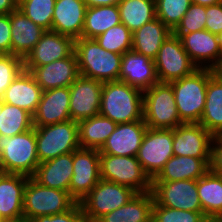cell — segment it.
I'll return each instance as SVG.
<instances>
[{
  "label": "cell",
  "instance_id": "52",
  "mask_svg": "<svg viewBox=\"0 0 222 222\" xmlns=\"http://www.w3.org/2000/svg\"><path fill=\"white\" fill-rule=\"evenodd\" d=\"M4 222H28V221L25 219H21V220H17V221H4Z\"/></svg>",
  "mask_w": 222,
  "mask_h": 222
},
{
  "label": "cell",
  "instance_id": "9",
  "mask_svg": "<svg viewBox=\"0 0 222 222\" xmlns=\"http://www.w3.org/2000/svg\"><path fill=\"white\" fill-rule=\"evenodd\" d=\"M136 194L131 187L101 179L79 202L85 222H97L105 214L125 205Z\"/></svg>",
  "mask_w": 222,
  "mask_h": 222
},
{
  "label": "cell",
  "instance_id": "36",
  "mask_svg": "<svg viewBox=\"0 0 222 222\" xmlns=\"http://www.w3.org/2000/svg\"><path fill=\"white\" fill-rule=\"evenodd\" d=\"M56 0H23L18 10L45 30H52V17Z\"/></svg>",
  "mask_w": 222,
  "mask_h": 222
},
{
  "label": "cell",
  "instance_id": "22",
  "mask_svg": "<svg viewBox=\"0 0 222 222\" xmlns=\"http://www.w3.org/2000/svg\"><path fill=\"white\" fill-rule=\"evenodd\" d=\"M28 176L0 172V217L3 221L24 219V190Z\"/></svg>",
  "mask_w": 222,
  "mask_h": 222
},
{
  "label": "cell",
  "instance_id": "46",
  "mask_svg": "<svg viewBox=\"0 0 222 222\" xmlns=\"http://www.w3.org/2000/svg\"><path fill=\"white\" fill-rule=\"evenodd\" d=\"M18 9L16 0H0V15L10 14Z\"/></svg>",
  "mask_w": 222,
  "mask_h": 222
},
{
  "label": "cell",
  "instance_id": "16",
  "mask_svg": "<svg viewBox=\"0 0 222 222\" xmlns=\"http://www.w3.org/2000/svg\"><path fill=\"white\" fill-rule=\"evenodd\" d=\"M74 43L75 40L69 36L46 30L23 60L24 69L30 72L34 67L69 57L74 52Z\"/></svg>",
  "mask_w": 222,
  "mask_h": 222
},
{
  "label": "cell",
  "instance_id": "13",
  "mask_svg": "<svg viewBox=\"0 0 222 222\" xmlns=\"http://www.w3.org/2000/svg\"><path fill=\"white\" fill-rule=\"evenodd\" d=\"M154 202L168 208L203 212L197 190V180L152 182Z\"/></svg>",
  "mask_w": 222,
  "mask_h": 222
},
{
  "label": "cell",
  "instance_id": "21",
  "mask_svg": "<svg viewBox=\"0 0 222 222\" xmlns=\"http://www.w3.org/2000/svg\"><path fill=\"white\" fill-rule=\"evenodd\" d=\"M69 87L53 88L42 93L33 115V126H48L71 120Z\"/></svg>",
  "mask_w": 222,
  "mask_h": 222
},
{
  "label": "cell",
  "instance_id": "25",
  "mask_svg": "<svg viewBox=\"0 0 222 222\" xmlns=\"http://www.w3.org/2000/svg\"><path fill=\"white\" fill-rule=\"evenodd\" d=\"M10 23L11 54L24 60L46 30L18 9L10 13Z\"/></svg>",
  "mask_w": 222,
  "mask_h": 222
},
{
  "label": "cell",
  "instance_id": "37",
  "mask_svg": "<svg viewBox=\"0 0 222 222\" xmlns=\"http://www.w3.org/2000/svg\"><path fill=\"white\" fill-rule=\"evenodd\" d=\"M95 40L105 50L116 54L123 55L132 50V32L122 23L111 27Z\"/></svg>",
  "mask_w": 222,
  "mask_h": 222
},
{
  "label": "cell",
  "instance_id": "49",
  "mask_svg": "<svg viewBox=\"0 0 222 222\" xmlns=\"http://www.w3.org/2000/svg\"><path fill=\"white\" fill-rule=\"evenodd\" d=\"M222 0H191V3L202 5V6H210L221 3Z\"/></svg>",
  "mask_w": 222,
  "mask_h": 222
},
{
  "label": "cell",
  "instance_id": "5",
  "mask_svg": "<svg viewBox=\"0 0 222 222\" xmlns=\"http://www.w3.org/2000/svg\"><path fill=\"white\" fill-rule=\"evenodd\" d=\"M143 121L148 128L174 129L183 124L170 83L158 82L143 92Z\"/></svg>",
  "mask_w": 222,
  "mask_h": 222
},
{
  "label": "cell",
  "instance_id": "33",
  "mask_svg": "<svg viewBox=\"0 0 222 222\" xmlns=\"http://www.w3.org/2000/svg\"><path fill=\"white\" fill-rule=\"evenodd\" d=\"M121 23L117 5L88 7L85 13V22L82 38L95 39L111 27Z\"/></svg>",
  "mask_w": 222,
  "mask_h": 222
},
{
  "label": "cell",
  "instance_id": "6",
  "mask_svg": "<svg viewBox=\"0 0 222 222\" xmlns=\"http://www.w3.org/2000/svg\"><path fill=\"white\" fill-rule=\"evenodd\" d=\"M76 203L69 192L42 186L29 177L24 190V219L31 221L39 216L64 213Z\"/></svg>",
  "mask_w": 222,
  "mask_h": 222
},
{
  "label": "cell",
  "instance_id": "42",
  "mask_svg": "<svg viewBox=\"0 0 222 222\" xmlns=\"http://www.w3.org/2000/svg\"><path fill=\"white\" fill-rule=\"evenodd\" d=\"M28 222H85V219L80 203H76L64 213L39 216Z\"/></svg>",
  "mask_w": 222,
  "mask_h": 222
},
{
  "label": "cell",
  "instance_id": "17",
  "mask_svg": "<svg viewBox=\"0 0 222 222\" xmlns=\"http://www.w3.org/2000/svg\"><path fill=\"white\" fill-rule=\"evenodd\" d=\"M174 35L181 39L184 50L198 68L211 69L220 58L218 37L208 30Z\"/></svg>",
  "mask_w": 222,
  "mask_h": 222
},
{
  "label": "cell",
  "instance_id": "4",
  "mask_svg": "<svg viewBox=\"0 0 222 222\" xmlns=\"http://www.w3.org/2000/svg\"><path fill=\"white\" fill-rule=\"evenodd\" d=\"M39 164L35 127L11 137L0 135V172L32 177Z\"/></svg>",
  "mask_w": 222,
  "mask_h": 222
},
{
  "label": "cell",
  "instance_id": "29",
  "mask_svg": "<svg viewBox=\"0 0 222 222\" xmlns=\"http://www.w3.org/2000/svg\"><path fill=\"white\" fill-rule=\"evenodd\" d=\"M153 205L152 192L137 193L125 205L105 214L97 222H151Z\"/></svg>",
  "mask_w": 222,
  "mask_h": 222
},
{
  "label": "cell",
  "instance_id": "1",
  "mask_svg": "<svg viewBox=\"0 0 222 222\" xmlns=\"http://www.w3.org/2000/svg\"><path fill=\"white\" fill-rule=\"evenodd\" d=\"M99 115L116 124L143 120V92L120 80L103 82Z\"/></svg>",
  "mask_w": 222,
  "mask_h": 222
},
{
  "label": "cell",
  "instance_id": "32",
  "mask_svg": "<svg viewBox=\"0 0 222 222\" xmlns=\"http://www.w3.org/2000/svg\"><path fill=\"white\" fill-rule=\"evenodd\" d=\"M197 190L204 215L222 217V175L209 170L197 180Z\"/></svg>",
  "mask_w": 222,
  "mask_h": 222
},
{
  "label": "cell",
  "instance_id": "2",
  "mask_svg": "<svg viewBox=\"0 0 222 222\" xmlns=\"http://www.w3.org/2000/svg\"><path fill=\"white\" fill-rule=\"evenodd\" d=\"M74 52L80 75L110 82L119 80L122 55L102 48L95 39H75Z\"/></svg>",
  "mask_w": 222,
  "mask_h": 222
},
{
  "label": "cell",
  "instance_id": "53",
  "mask_svg": "<svg viewBox=\"0 0 222 222\" xmlns=\"http://www.w3.org/2000/svg\"><path fill=\"white\" fill-rule=\"evenodd\" d=\"M2 112V99H0V114Z\"/></svg>",
  "mask_w": 222,
  "mask_h": 222
},
{
  "label": "cell",
  "instance_id": "48",
  "mask_svg": "<svg viewBox=\"0 0 222 222\" xmlns=\"http://www.w3.org/2000/svg\"><path fill=\"white\" fill-rule=\"evenodd\" d=\"M213 75L216 78L222 79V54L217 63L211 68Z\"/></svg>",
  "mask_w": 222,
  "mask_h": 222
},
{
  "label": "cell",
  "instance_id": "41",
  "mask_svg": "<svg viewBox=\"0 0 222 222\" xmlns=\"http://www.w3.org/2000/svg\"><path fill=\"white\" fill-rule=\"evenodd\" d=\"M23 69L22 58L12 54H0V99L7 87Z\"/></svg>",
  "mask_w": 222,
  "mask_h": 222
},
{
  "label": "cell",
  "instance_id": "30",
  "mask_svg": "<svg viewBox=\"0 0 222 222\" xmlns=\"http://www.w3.org/2000/svg\"><path fill=\"white\" fill-rule=\"evenodd\" d=\"M213 136H222V79L208 80L203 115L199 122Z\"/></svg>",
  "mask_w": 222,
  "mask_h": 222
},
{
  "label": "cell",
  "instance_id": "14",
  "mask_svg": "<svg viewBox=\"0 0 222 222\" xmlns=\"http://www.w3.org/2000/svg\"><path fill=\"white\" fill-rule=\"evenodd\" d=\"M103 82L80 75L69 87L70 118L80 121L99 115Z\"/></svg>",
  "mask_w": 222,
  "mask_h": 222
},
{
  "label": "cell",
  "instance_id": "50",
  "mask_svg": "<svg viewBox=\"0 0 222 222\" xmlns=\"http://www.w3.org/2000/svg\"><path fill=\"white\" fill-rule=\"evenodd\" d=\"M208 222H222V217H209Z\"/></svg>",
  "mask_w": 222,
  "mask_h": 222
},
{
  "label": "cell",
  "instance_id": "12",
  "mask_svg": "<svg viewBox=\"0 0 222 222\" xmlns=\"http://www.w3.org/2000/svg\"><path fill=\"white\" fill-rule=\"evenodd\" d=\"M101 180L100 152L97 149L78 148L73 152V176L70 181L69 194L81 202Z\"/></svg>",
  "mask_w": 222,
  "mask_h": 222
},
{
  "label": "cell",
  "instance_id": "27",
  "mask_svg": "<svg viewBox=\"0 0 222 222\" xmlns=\"http://www.w3.org/2000/svg\"><path fill=\"white\" fill-rule=\"evenodd\" d=\"M211 159L173 155L152 182L198 180L210 170Z\"/></svg>",
  "mask_w": 222,
  "mask_h": 222
},
{
  "label": "cell",
  "instance_id": "38",
  "mask_svg": "<svg viewBox=\"0 0 222 222\" xmlns=\"http://www.w3.org/2000/svg\"><path fill=\"white\" fill-rule=\"evenodd\" d=\"M190 4L191 0H156V17L173 31L188 11Z\"/></svg>",
  "mask_w": 222,
  "mask_h": 222
},
{
  "label": "cell",
  "instance_id": "23",
  "mask_svg": "<svg viewBox=\"0 0 222 222\" xmlns=\"http://www.w3.org/2000/svg\"><path fill=\"white\" fill-rule=\"evenodd\" d=\"M87 6L83 0H56L52 30L78 39L82 37Z\"/></svg>",
  "mask_w": 222,
  "mask_h": 222
},
{
  "label": "cell",
  "instance_id": "31",
  "mask_svg": "<svg viewBox=\"0 0 222 222\" xmlns=\"http://www.w3.org/2000/svg\"><path fill=\"white\" fill-rule=\"evenodd\" d=\"M78 123L79 144L81 148L100 150L117 124L101 115L83 119Z\"/></svg>",
  "mask_w": 222,
  "mask_h": 222
},
{
  "label": "cell",
  "instance_id": "44",
  "mask_svg": "<svg viewBox=\"0 0 222 222\" xmlns=\"http://www.w3.org/2000/svg\"><path fill=\"white\" fill-rule=\"evenodd\" d=\"M0 54H11L10 14L0 15Z\"/></svg>",
  "mask_w": 222,
  "mask_h": 222
},
{
  "label": "cell",
  "instance_id": "26",
  "mask_svg": "<svg viewBox=\"0 0 222 222\" xmlns=\"http://www.w3.org/2000/svg\"><path fill=\"white\" fill-rule=\"evenodd\" d=\"M73 152L41 162L32 178L40 185L69 192Z\"/></svg>",
  "mask_w": 222,
  "mask_h": 222
},
{
  "label": "cell",
  "instance_id": "51",
  "mask_svg": "<svg viewBox=\"0 0 222 222\" xmlns=\"http://www.w3.org/2000/svg\"><path fill=\"white\" fill-rule=\"evenodd\" d=\"M217 37H218L219 47H220L221 54H222V32L219 33V34L217 35Z\"/></svg>",
  "mask_w": 222,
  "mask_h": 222
},
{
  "label": "cell",
  "instance_id": "11",
  "mask_svg": "<svg viewBox=\"0 0 222 222\" xmlns=\"http://www.w3.org/2000/svg\"><path fill=\"white\" fill-rule=\"evenodd\" d=\"M173 129L147 128L137 153V160L153 180L173 154Z\"/></svg>",
  "mask_w": 222,
  "mask_h": 222
},
{
  "label": "cell",
  "instance_id": "15",
  "mask_svg": "<svg viewBox=\"0 0 222 222\" xmlns=\"http://www.w3.org/2000/svg\"><path fill=\"white\" fill-rule=\"evenodd\" d=\"M213 137L200 123H183L173 129V154L211 159Z\"/></svg>",
  "mask_w": 222,
  "mask_h": 222
},
{
  "label": "cell",
  "instance_id": "24",
  "mask_svg": "<svg viewBox=\"0 0 222 222\" xmlns=\"http://www.w3.org/2000/svg\"><path fill=\"white\" fill-rule=\"evenodd\" d=\"M43 90L29 71L23 69L7 87L2 101L35 114Z\"/></svg>",
  "mask_w": 222,
  "mask_h": 222
},
{
  "label": "cell",
  "instance_id": "35",
  "mask_svg": "<svg viewBox=\"0 0 222 222\" xmlns=\"http://www.w3.org/2000/svg\"><path fill=\"white\" fill-rule=\"evenodd\" d=\"M33 128V116L24 109L2 101L0 135L15 136Z\"/></svg>",
  "mask_w": 222,
  "mask_h": 222
},
{
  "label": "cell",
  "instance_id": "20",
  "mask_svg": "<svg viewBox=\"0 0 222 222\" xmlns=\"http://www.w3.org/2000/svg\"><path fill=\"white\" fill-rule=\"evenodd\" d=\"M119 80L144 92L158 83L154 60L133 50L122 55Z\"/></svg>",
  "mask_w": 222,
  "mask_h": 222
},
{
  "label": "cell",
  "instance_id": "43",
  "mask_svg": "<svg viewBox=\"0 0 222 222\" xmlns=\"http://www.w3.org/2000/svg\"><path fill=\"white\" fill-rule=\"evenodd\" d=\"M205 29L212 34L218 35L222 32V2L206 7Z\"/></svg>",
  "mask_w": 222,
  "mask_h": 222
},
{
  "label": "cell",
  "instance_id": "10",
  "mask_svg": "<svg viewBox=\"0 0 222 222\" xmlns=\"http://www.w3.org/2000/svg\"><path fill=\"white\" fill-rule=\"evenodd\" d=\"M154 63L158 81L162 83L179 80L198 69L184 50L181 39L173 33L162 43Z\"/></svg>",
  "mask_w": 222,
  "mask_h": 222
},
{
  "label": "cell",
  "instance_id": "34",
  "mask_svg": "<svg viewBox=\"0 0 222 222\" xmlns=\"http://www.w3.org/2000/svg\"><path fill=\"white\" fill-rule=\"evenodd\" d=\"M118 9L121 23L132 33L156 18V0H122Z\"/></svg>",
  "mask_w": 222,
  "mask_h": 222
},
{
  "label": "cell",
  "instance_id": "7",
  "mask_svg": "<svg viewBox=\"0 0 222 222\" xmlns=\"http://www.w3.org/2000/svg\"><path fill=\"white\" fill-rule=\"evenodd\" d=\"M33 127H35L36 149L40 163L80 148L77 121L69 120Z\"/></svg>",
  "mask_w": 222,
  "mask_h": 222
},
{
  "label": "cell",
  "instance_id": "45",
  "mask_svg": "<svg viewBox=\"0 0 222 222\" xmlns=\"http://www.w3.org/2000/svg\"><path fill=\"white\" fill-rule=\"evenodd\" d=\"M210 170L222 175V136H214L211 143Z\"/></svg>",
  "mask_w": 222,
  "mask_h": 222
},
{
  "label": "cell",
  "instance_id": "47",
  "mask_svg": "<svg viewBox=\"0 0 222 222\" xmlns=\"http://www.w3.org/2000/svg\"><path fill=\"white\" fill-rule=\"evenodd\" d=\"M88 7H97L104 5H119L122 0H83Z\"/></svg>",
  "mask_w": 222,
  "mask_h": 222
},
{
  "label": "cell",
  "instance_id": "39",
  "mask_svg": "<svg viewBox=\"0 0 222 222\" xmlns=\"http://www.w3.org/2000/svg\"><path fill=\"white\" fill-rule=\"evenodd\" d=\"M207 217L203 212H193L168 208L154 202L152 222H204Z\"/></svg>",
  "mask_w": 222,
  "mask_h": 222
},
{
  "label": "cell",
  "instance_id": "3",
  "mask_svg": "<svg viewBox=\"0 0 222 222\" xmlns=\"http://www.w3.org/2000/svg\"><path fill=\"white\" fill-rule=\"evenodd\" d=\"M213 76L209 68H198L191 75L170 82L179 118L183 123H199L203 115L208 80Z\"/></svg>",
  "mask_w": 222,
  "mask_h": 222
},
{
  "label": "cell",
  "instance_id": "28",
  "mask_svg": "<svg viewBox=\"0 0 222 222\" xmlns=\"http://www.w3.org/2000/svg\"><path fill=\"white\" fill-rule=\"evenodd\" d=\"M172 31L157 17L132 33V50L154 60Z\"/></svg>",
  "mask_w": 222,
  "mask_h": 222
},
{
  "label": "cell",
  "instance_id": "40",
  "mask_svg": "<svg viewBox=\"0 0 222 222\" xmlns=\"http://www.w3.org/2000/svg\"><path fill=\"white\" fill-rule=\"evenodd\" d=\"M206 7L191 3L180 23L172 31L173 34H186L205 29Z\"/></svg>",
  "mask_w": 222,
  "mask_h": 222
},
{
  "label": "cell",
  "instance_id": "18",
  "mask_svg": "<svg viewBox=\"0 0 222 222\" xmlns=\"http://www.w3.org/2000/svg\"><path fill=\"white\" fill-rule=\"evenodd\" d=\"M30 73L43 91L53 88L70 87L80 76L75 52L69 57L43 66L34 67Z\"/></svg>",
  "mask_w": 222,
  "mask_h": 222
},
{
  "label": "cell",
  "instance_id": "19",
  "mask_svg": "<svg viewBox=\"0 0 222 222\" xmlns=\"http://www.w3.org/2000/svg\"><path fill=\"white\" fill-rule=\"evenodd\" d=\"M147 128L143 120L117 124L115 130L99 150L100 154L137 156Z\"/></svg>",
  "mask_w": 222,
  "mask_h": 222
},
{
  "label": "cell",
  "instance_id": "8",
  "mask_svg": "<svg viewBox=\"0 0 222 222\" xmlns=\"http://www.w3.org/2000/svg\"><path fill=\"white\" fill-rule=\"evenodd\" d=\"M100 177L105 181L131 187L137 193L152 190V180L136 156L100 154Z\"/></svg>",
  "mask_w": 222,
  "mask_h": 222
}]
</instances>
